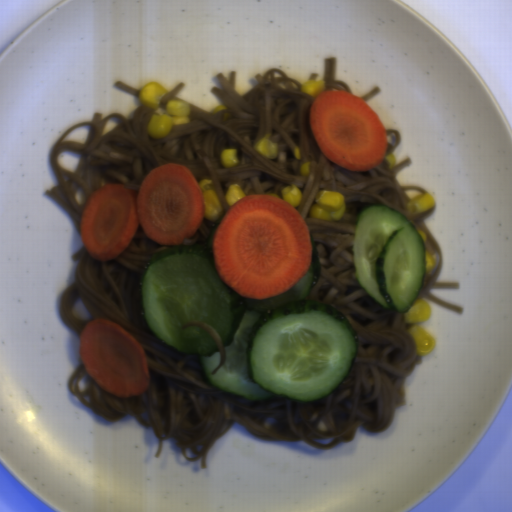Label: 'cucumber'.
<instances>
[{
  "label": "cucumber",
  "instance_id": "cucumber-1",
  "mask_svg": "<svg viewBox=\"0 0 512 512\" xmlns=\"http://www.w3.org/2000/svg\"><path fill=\"white\" fill-rule=\"evenodd\" d=\"M222 220V219H221ZM154 254L140 286L142 320L153 339L192 354L204 382L249 401L321 400L345 382L358 353V335L342 312L307 296L321 266L311 237L312 262L290 289L271 298L243 297L227 285L214 265L213 238ZM219 335L226 361L219 364Z\"/></svg>",
  "mask_w": 512,
  "mask_h": 512
},
{
  "label": "cucumber",
  "instance_id": "cucumber-2",
  "mask_svg": "<svg viewBox=\"0 0 512 512\" xmlns=\"http://www.w3.org/2000/svg\"><path fill=\"white\" fill-rule=\"evenodd\" d=\"M352 260L359 285L390 312L404 314L424 285V239L405 215L383 203L359 208Z\"/></svg>",
  "mask_w": 512,
  "mask_h": 512
}]
</instances>
